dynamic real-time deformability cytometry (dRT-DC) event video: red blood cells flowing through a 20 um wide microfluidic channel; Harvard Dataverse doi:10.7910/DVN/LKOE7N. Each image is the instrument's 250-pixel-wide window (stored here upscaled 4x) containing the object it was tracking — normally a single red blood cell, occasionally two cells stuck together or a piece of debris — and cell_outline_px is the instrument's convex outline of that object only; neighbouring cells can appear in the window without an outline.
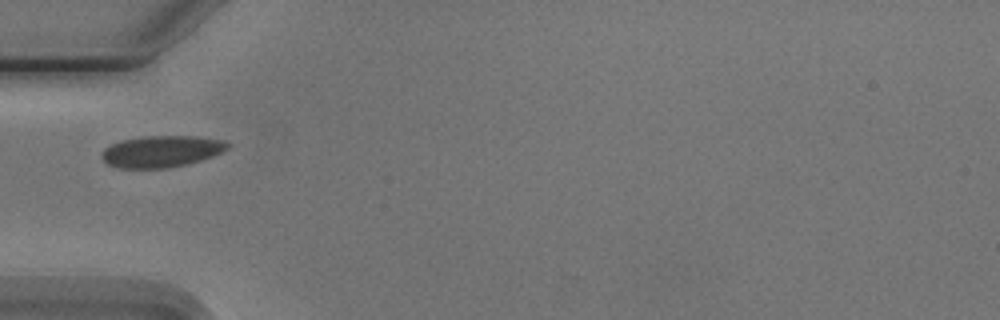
{"species": "Egyptian fruit bat (a non-hibernating species)", "species_latin": "Rousettus aegyptiacus", "temperature_condition": "cold", "stored_images_in_passage": 4, "camera_frame_rate_fps": 3000, "um_per_image_px": 0.085, "animal": {"sex": "male"}, "frame": {"image": 1, "passage_image": 1, "time_ms": 0.0, "image_size_px": [1000, 320], "cell_outline_px": [[232, 144], [228, 148], [212, 156], [200, 160], [168, 168], [120, 168], [108, 164], [100, 156], [104, 148], [120, 140], [144, 136], [196, 136], [224, 140]], "centroid_in_image_um": [13.72, 12.86], "position_along_channel_um": 71.3, "area_um2": 23.12}}
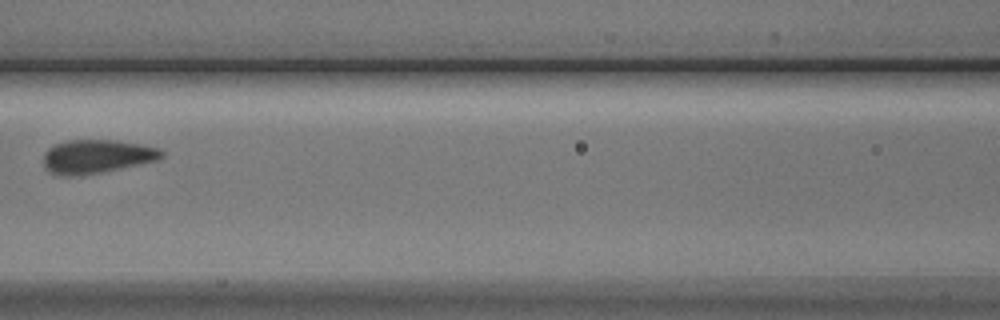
{"frame": {"image": 2, "passage_image": 3, "time_ms": 2.333, "image_size_px": [1000, 320], "cell_outline_px": [[164, 156], [160, 160], [100, 172], [72, 176], [60, 176], [48, 172], [44, 168], [44, 152], [52, 144], [68, 140], [116, 140], [140, 144], [160, 148], [164, 152]], "centroid_in_image_um": [8.21, 13.29], "position_along_channel_um": 158.4, "area_um2": 23.41}}
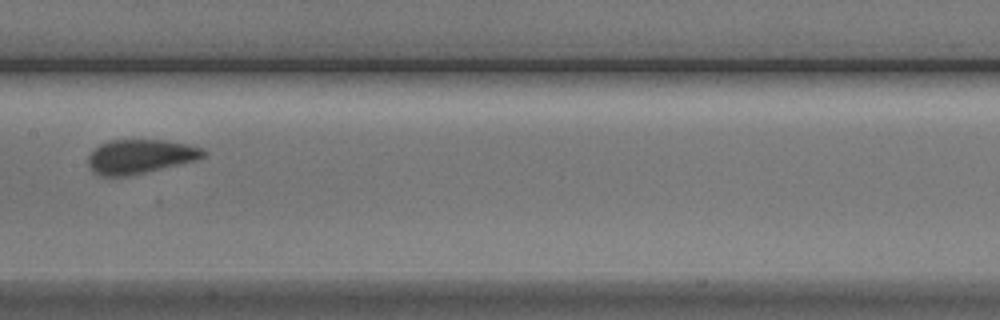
{"frame": {"image": 3, "passage_image": 4, "time_ms": 3.333, "image_size_px": [1000, 320], "cell_outline_px": [[208, 152], [204, 156], [196, 160], [128, 176], [100, 176], [92, 172], [88, 164], [88, 156], [100, 144], [108, 140], [164, 140], [184, 144], [200, 148]], "centroid_in_image_um": [11.87, 13.31], "position_along_channel_um": 195.5, "area_um2": 22.72}}